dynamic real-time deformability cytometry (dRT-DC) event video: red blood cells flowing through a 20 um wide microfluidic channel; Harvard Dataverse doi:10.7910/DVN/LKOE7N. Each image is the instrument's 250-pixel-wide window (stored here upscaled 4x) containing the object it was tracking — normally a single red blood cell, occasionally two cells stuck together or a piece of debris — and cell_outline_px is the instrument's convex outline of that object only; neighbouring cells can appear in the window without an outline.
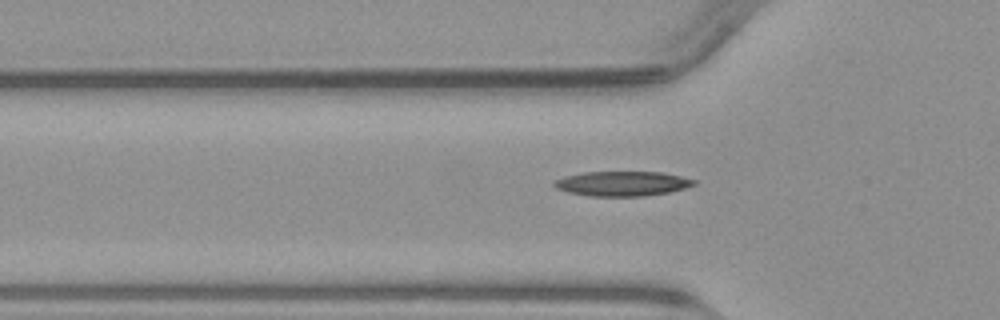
{"species": "common noctule bat (a hibernating species)", "species_latin": "Nyctalus noctula", "temperature_condition": "warm", "stored_images_in_passage": 26, "camera_frame_rate_fps": 3000, "um_per_image_px": 0.085, "animal": {"sex": "male", "body_mass_g": 23.1, "forearm_length_mm": 52.7}, "frame": {"image": 1, "passage_image": 2, "time_ms": 0.333, "image_size_px": [1000, 320], "cell_outline_px": [[696, 184], [684, 188], [668, 192], [644, 196], [588, 196], [568, 192], [556, 188], [552, 184], [556, 180], [564, 176], [584, 172], [660, 172], [680, 176], [696, 180]], "centroid_in_image_um": [52.87, 15.61], "position_along_channel_um": 72.9, "area_um2": 20.06}}
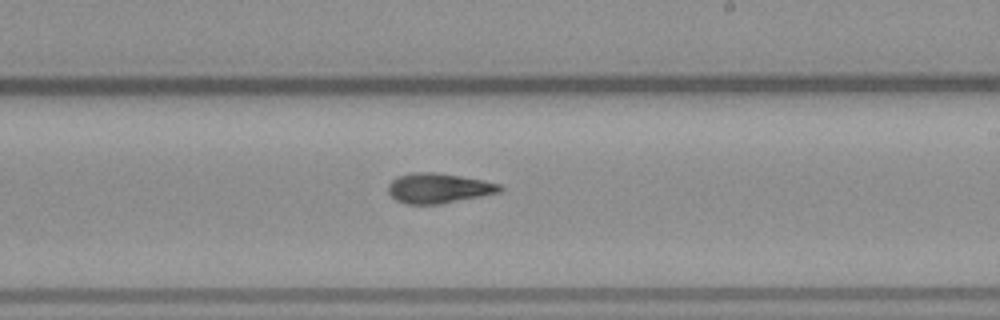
{"frame": {"image": 2, "passage_image": 15, "time_ms": 4.667, "image_size_px": [1000, 320], "cell_outline_px": [[504, 188], [500, 192], [440, 204], [408, 204], [396, 200], [388, 192], [388, 184], [396, 176], [412, 172], [436, 172], [460, 176], [500, 184]], "centroid_in_image_um": [37.24, 15.99], "position_along_channel_um": 251.8, "area_um2": 19.42}}
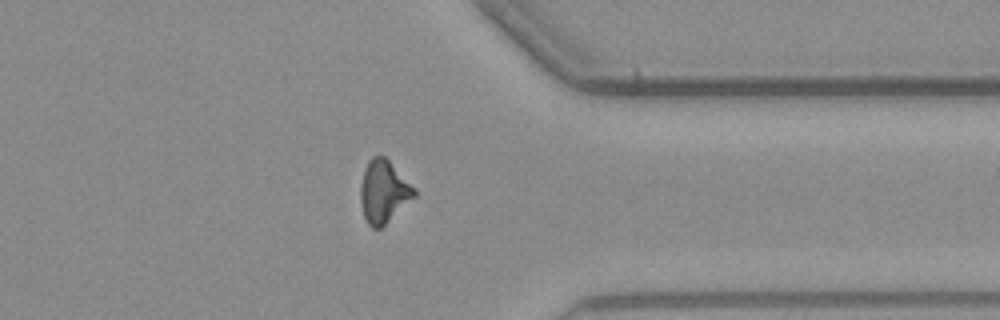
{"frame": {"image": 3, "passage_image": 25, "time_ms": 8.0, "image_size_px": [1000, 320], "cell_outline_px": [[416, 196], [380, 228], [372, 228], [368, 224], [364, 216], [360, 204], [360, 188], [364, 172], [368, 160], [372, 156], [384, 156], [416, 188]], "centroid_in_image_um": [32.61, 16.29], "position_along_channel_um": 378.8, "area_um2": 19.42}}